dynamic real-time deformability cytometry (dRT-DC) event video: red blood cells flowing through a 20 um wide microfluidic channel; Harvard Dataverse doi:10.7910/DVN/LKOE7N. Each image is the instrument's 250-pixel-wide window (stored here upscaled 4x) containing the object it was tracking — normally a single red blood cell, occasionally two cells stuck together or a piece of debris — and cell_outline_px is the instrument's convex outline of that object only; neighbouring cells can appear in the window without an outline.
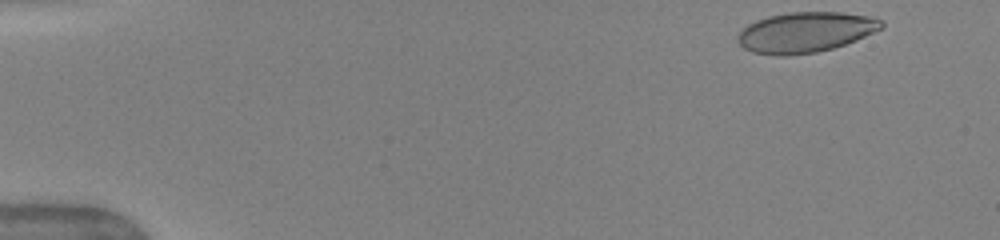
{"species": "human", "species_latin": "Homo sapiens", "temperature_condition": "warm", "stored_images_in_passage": 47, "camera_frame_rate_fps": 3000, "um_per_image_px": 0.085, "donor": {"sex": "female"}, "frame": {"image": 1, "passage_image": 1, "time_ms": 0.0, "image_size_px": [1000, 240], "cell_outline_px": [[884, 28], [856, 40], [832, 48], [816, 52], [784, 56], [780, 56], [752, 52], [744, 48], [736, 40], [736, 36], [748, 24], [756, 20], [768, 16], [788, 12], [840, 12], [868, 16], [884, 20]], "centroid_in_image_um": [68.46, 2.73], "position_along_channel_um": 16.5, "area_um2": 33.87}}
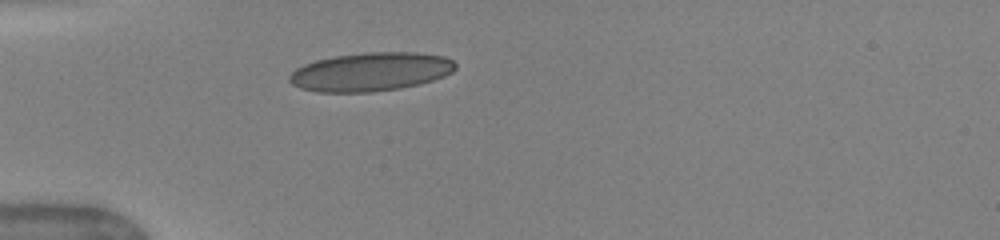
{"frame": {"image": 2, "passage_image": 12, "time_ms": 3.667, "image_size_px": [1000, 240], "cell_outline_px": [[456, 68], [452, 72], [444, 76], [420, 84], [400, 88], [372, 92], [316, 92], [300, 88], [292, 84], [288, 80], [288, 76], [296, 68], [304, 64], [316, 60], [336, 56], [368, 52], [416, 52], [444, 56], [452, 60], [456, 64]], "centroid_in_image_um": [31.5, 6.1], "position_along_channel_um": 53.5, "area_um2": 37.45}}
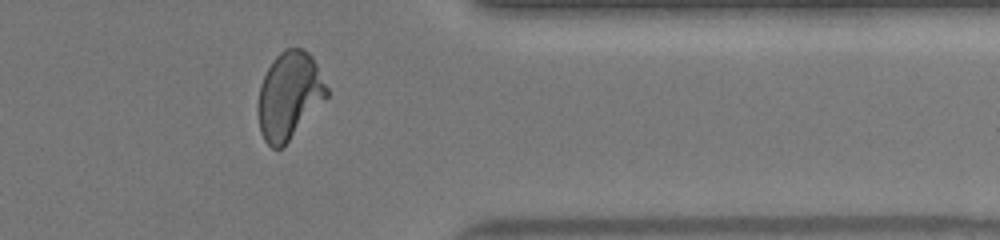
{"frame": {"image": 3, "passage_image": 38, "time_ms": 12.333, "image_size_px": [1000, 240], "cell_outline_px": [[328, 96], [288, 140], [280, 148], [272, 148], [264, 140], [260, 132], [256, 108], [260, 84], [272, 60], [280, 52], [288, 48], [300, 48], [308, 52], [312, 56], [328, 88]], "centroid_in_image_um": [24.55, 8.1], "position_along_channel_um": 386.9, "area_um2": 34.62}, "authors_computed_cell_mechanics": {"area_um2": 34.6222, "velocity_mm_per_s": 4.0909, "shape_relaxation_time_tau1_ms": 5.4261, "shape_relaxation_time_tau2_ms": null, "deformation_change_tau1": 0.2114, "deformation_change_tau2": null}}